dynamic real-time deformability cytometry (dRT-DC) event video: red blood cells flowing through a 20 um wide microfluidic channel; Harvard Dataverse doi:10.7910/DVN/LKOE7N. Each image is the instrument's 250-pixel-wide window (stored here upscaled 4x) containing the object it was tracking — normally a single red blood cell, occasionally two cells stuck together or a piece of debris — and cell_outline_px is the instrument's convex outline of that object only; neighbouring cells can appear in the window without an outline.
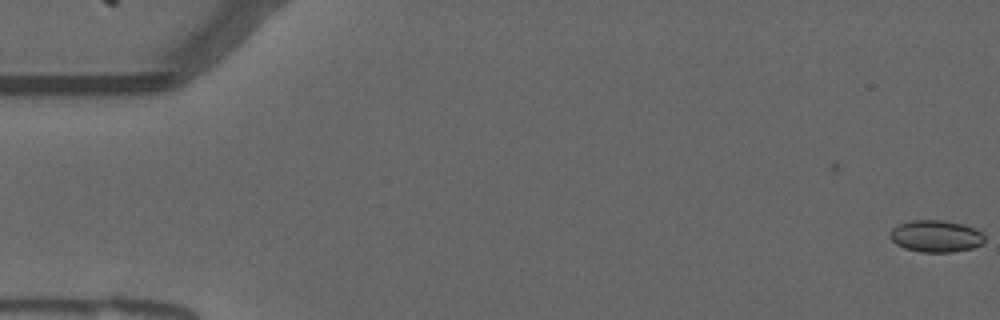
{"species": "common noctule bat (a hibernating species)", "species_latin": "Nyctalus noctula", "temperature_condition": "warm", "stored_images_in_passage": 2, "camera_frame_rate_fps": 3000, "um_per_image_px": 0.085, "animal": {"sex": "male", "forearm_length_mm": 52.5}, "frame": {"image": 1, "passage_image": 2, "time_ms": 0.333, "image_size_px": [1000, 320], "cell_outline_px": [[984, 244], [972, 248], [952, 252], [920, 252], [904, 248], [896, 244], [888, 236], [892, 228], [900, 224], [912, 220], [944, 220], [976, 228], [984, 232]], "centroid_in_image_um": [79.57, 20.08], "position_along_channel_um": 5.4, "area_um2": 17.74}}